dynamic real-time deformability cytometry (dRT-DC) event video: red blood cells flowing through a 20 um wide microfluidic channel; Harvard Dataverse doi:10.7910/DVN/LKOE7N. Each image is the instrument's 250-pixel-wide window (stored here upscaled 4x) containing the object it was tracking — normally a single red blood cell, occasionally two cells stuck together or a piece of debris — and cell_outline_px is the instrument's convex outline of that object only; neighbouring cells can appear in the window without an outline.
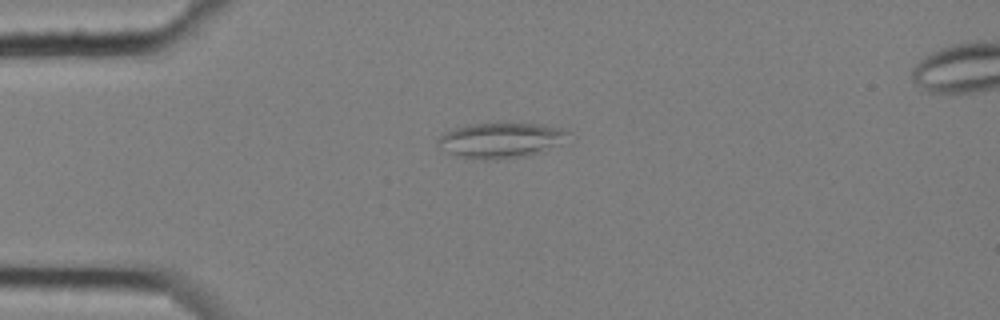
{"species": "common noctule bat (a hibernating species)", "species_latin": "Nyctalus noctula", "temperature_condition": "cold", "stored_images_in_passage": 4, "camera_frame_rate_fps": 3000, "um_per_image_px": 0.085, "animal": {"sex": "female", "body_mass_g": 25.1}, "frame": {"image": 1, "passage_image": 1, "time_ms": 0.0, "image_size_px": [1000, 320], "cell_outline_px": [[568, 132], [560, 144], [544, 152], [532, 156], [492, 160], [476, 160], [456, 156], [448, 152], [436, 144], [436, 140], [444, 132], [468, 124], [540, 124], [564, 128]], "centroid_in_image_um": [42.55, 11.95], "position_along_channel_um": 42.5, "area_um2": 26.99}}